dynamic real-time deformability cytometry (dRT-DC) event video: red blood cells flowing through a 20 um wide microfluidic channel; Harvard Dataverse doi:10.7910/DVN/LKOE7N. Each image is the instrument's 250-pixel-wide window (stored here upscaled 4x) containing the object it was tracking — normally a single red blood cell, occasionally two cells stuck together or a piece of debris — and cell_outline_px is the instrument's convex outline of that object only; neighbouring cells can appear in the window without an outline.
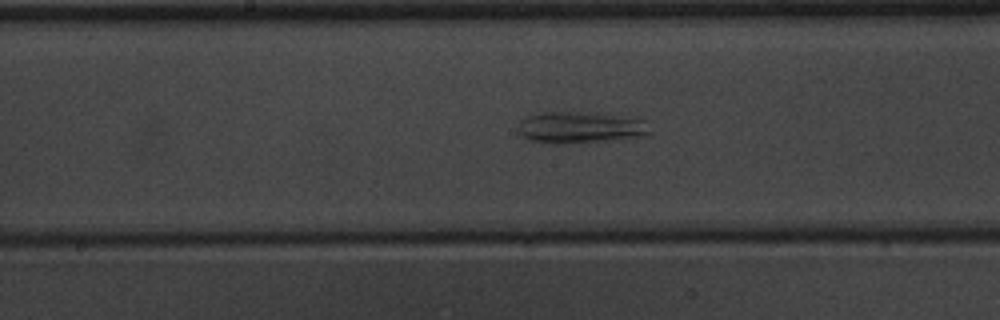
{"species": "common noctule bat (a hibernating species)", "species_latin": "Nyctalus noctula", "temperature_condition": "warm", "stored_images_in_passage": 45, "segment_of_instrument_passage": [1, 2], "camera_frame_rate_fps": 3000, "um_per_image_px": 0.085, "animal": {"sex": "male", "body_mass_g": 20.1, "forearm_length_mm": 53.5}, "frame": {"image": 1, "passage_image": 20, "time_ms": 6.333, "image_size_px": [1000, 320], "cell_outline_px": [[652, 132], [648, 136], [608, 140], [528, 140], [520, 132], [520, 120], [528, 116], [544, 112], [580, 112], [644, 120]], "centroid_in_image_um": [49.4, 10.79], "position_along_channel_um": 198.8, "area_um2": 22.48}}
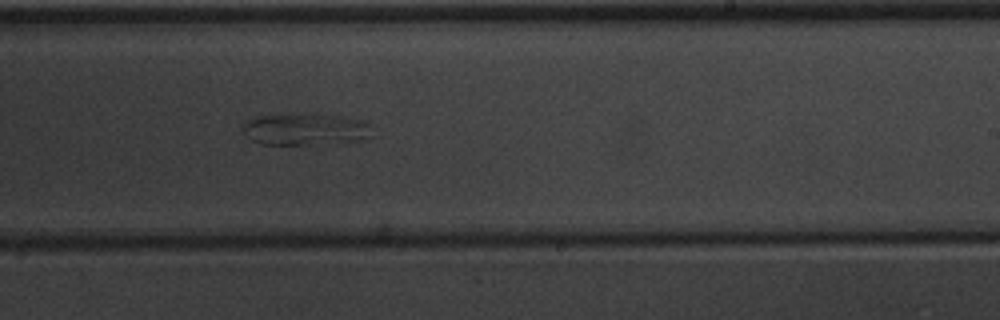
{"frame": {"image": 2, "passage_image": 25, "time_ms": 8.0, "image_size_px": [1000, 320], "cell_outline_px": [[372, 136], [360, 140], [336, 144], [260, 144], [248, 140], [244, 136], [244, 124], [248, 120], [256, 116], [292, 112], [308, 112], [336, 116], [360, 120], [368, 124]], "centroid_in_image_um": [25.9, 10.98], "position_along_channel_um": 263.1, "area_um2": 24.68}}
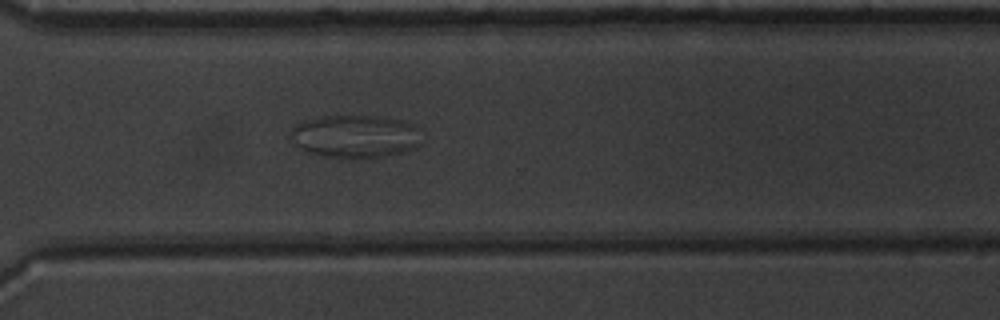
{"frame": {"image": 3, "passage_image": 31, "time_ms": 10.0, "image_size_px": [1000, 320], "cell_outline_px": [[420, 144], [416, 148], [384, 156], [352, 160], [324, 156], [300, 148], [296, 144], [292, 136], [292, 128], [296, 124], [304, 120], [328, 116], [376, 116], [400, 120], [416, 124], [420, 128]], "centroid_in_image_um": [30.26, 11.6], "position_along_channel_um": 340.3, "area_um2": 32.89}}